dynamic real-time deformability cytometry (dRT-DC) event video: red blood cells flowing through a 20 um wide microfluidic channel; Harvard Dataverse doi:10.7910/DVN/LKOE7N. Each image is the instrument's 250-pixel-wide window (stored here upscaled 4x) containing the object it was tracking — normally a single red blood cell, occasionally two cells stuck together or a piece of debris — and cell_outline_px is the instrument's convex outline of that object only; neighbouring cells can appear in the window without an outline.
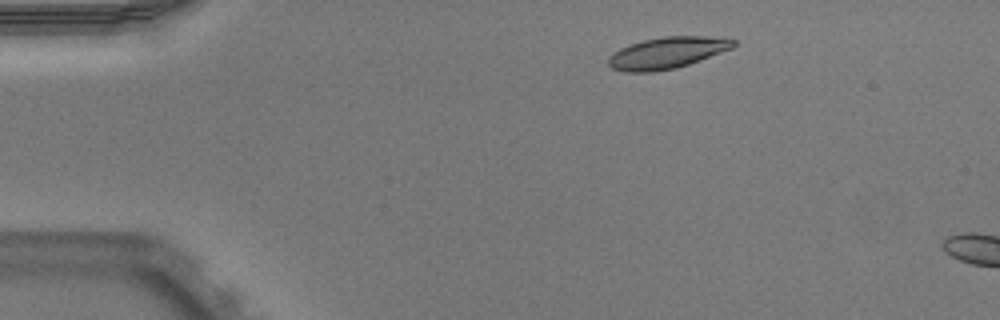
{"species": "Egyptian fruit bat (a non-hibernating species)", "species_latin": "Rousettus aegyptiacus", "temperature_condition": "warm", "stored_images_in_passage": 6, "camera_frame_rate_fps": 3000, "um_per_image_px": 0.085, "animal": {"sex": "male"}, "frame": {"image": 1, "passage_image": 2, "time_ms": 0.333, "image_size_px": [1000, 320], "cell_outline_px": [[736, 44], [732, 48], [688, 64], [676, 68], [652, 72], [628, 72], [612, 68], [608, 64], [608, 56], [612, 52], [628, 44], [644, 40], [664, 36], [704, 36], [736, 40]], "centroid_in_image_um": [56.65, 4.49], "position_along_channel_um": 28.4, "area_um2": 22.83}}